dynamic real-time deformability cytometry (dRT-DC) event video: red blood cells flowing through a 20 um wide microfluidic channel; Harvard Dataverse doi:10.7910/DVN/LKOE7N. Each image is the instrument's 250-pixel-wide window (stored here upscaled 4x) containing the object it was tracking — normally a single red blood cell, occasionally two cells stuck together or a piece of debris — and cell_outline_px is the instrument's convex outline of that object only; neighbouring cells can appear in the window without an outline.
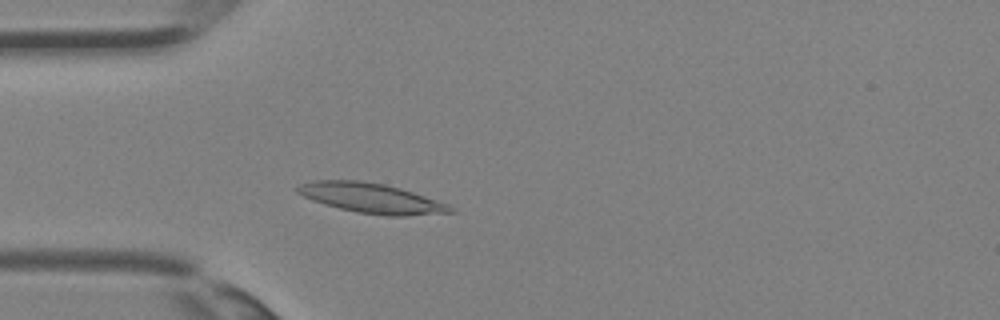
{"species": "Egyptian fruit bat (a non-hibernating species)", "species_latin": "Rousettus aegyptiacus", "temperature_condition": "room temperature", "stored_images_in_passage": 30, "camera_frame_rate_fps": 3000, "um_per_image_px": 0.085, "animal": {"sex": "female"}, "frame": {"image": 1, "passage_image": 5, "time_ms": 1.333, "image_size_px": [1000, 320], "cell_outline_px": [[456, 212], [404, 216], [388, 216], [356, 212], [324, 204], [312, 200], [296, 192], [296, 188], [300, 184], [312, 180], [360, 180], [384, 184], [400, 188], [448, 204]], "centroid_in_image_um": [31.54, 16.84], "position_along_channel_um": 53.5, "area_um2": 26.47}}
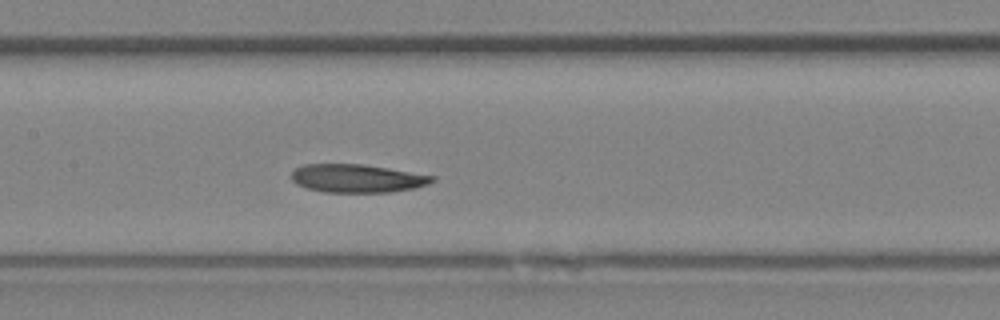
{"frame": {"image": 2, "passage_image": 12, "time_ms": 3.667, "image_size_px": [1000, 320], "cell_outline_px": [[436, 180], [428, 184], [412, 188], [388, 192], [324, 192], [308, 188], [296, 184], [292, 180], [292, 172], [296, 168], [304, 164], [364, 164], [436, 176]], "centroid_in_image_um": [30.36, 15.15], "position_along_channel_um": 177.0, "area_um2": 23.06}}
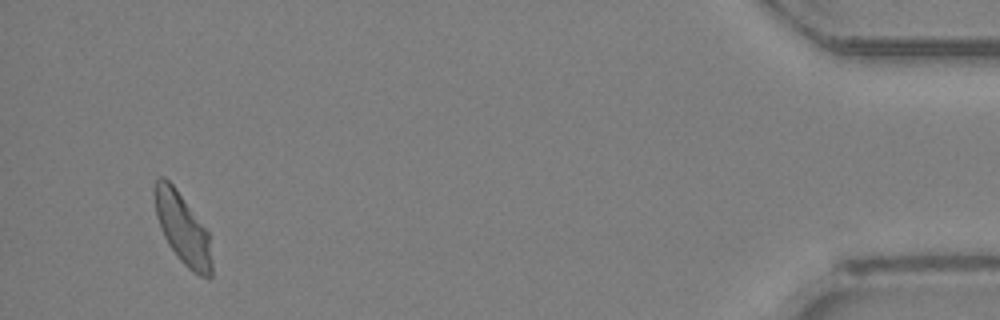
{"frame": {"image": 3, "passage_image": 29, "time_ms": 9.333, "image_size_px": [1000, 320], "cell_outline_px": [[212, 276], [208, 280], [192, 272], [180, 260], [168, 244], [160, 228], [156, 216], [152, 192], [152, 188], [156, 180], [160, 176], [164, 176], [172, 184], [208, 232], [212, 260]], "centroid_in_image_um": [15.49, 19.45], "position_along_channel_um": 419.7, "area_um2": 23.64}}